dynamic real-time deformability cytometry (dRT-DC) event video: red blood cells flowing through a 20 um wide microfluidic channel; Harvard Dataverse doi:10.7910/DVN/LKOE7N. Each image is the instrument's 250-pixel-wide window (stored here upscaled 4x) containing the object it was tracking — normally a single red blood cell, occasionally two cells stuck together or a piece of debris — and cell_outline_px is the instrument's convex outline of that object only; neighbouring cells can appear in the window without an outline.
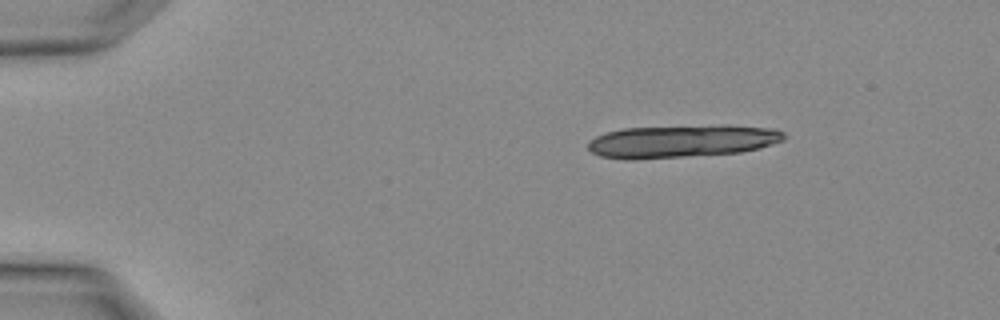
{"species": "Egyptian fruit bat (a non-hibernating species)", "species_latin": "Rousettus aegyptiacus", "temperature_condition": "warm", "stored_images_in_passage": 2, "camera_frame_rate_fps": 3000, "um_per_image_px": 0.085, "animal": {"sex": "female"}, "frame": {"image": 1, "passage_image": 1, "time_ms": 0.0, "image_size_px": [1000, 320], "cell_outline_px": [[784, 140], [760, 148], [740, 152], [684, 156], [600, 156], [592, 152], [588, 148], [588, 144], [596, 136], [608, 132], [624, 128], [724, 124], [728, 124], [776, 128], [784, 132]], "centroid_in_image_um": [58.14, 11.93], "position_along_channel_um": 26.9, "area_um2": 36.3}}